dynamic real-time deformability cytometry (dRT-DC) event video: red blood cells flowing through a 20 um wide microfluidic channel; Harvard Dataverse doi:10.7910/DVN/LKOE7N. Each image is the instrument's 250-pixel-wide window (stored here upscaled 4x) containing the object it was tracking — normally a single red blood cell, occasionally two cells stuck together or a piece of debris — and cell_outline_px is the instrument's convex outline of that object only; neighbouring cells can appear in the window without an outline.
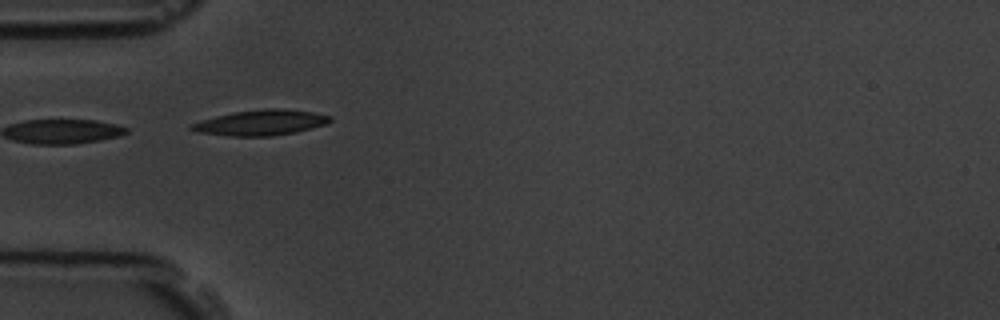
{"species": "common noctule bat (a hibernating species)", "species_latin": "Nyctalus noctula", "temperature_condition": "room temperature", "stored_images_in_passage": 4, "camera_frame_rate_fps": 3000, "um_per_image_px": 0.085, "animal": {"sex": "male", "body_mass_g": 19.5, "forearm_length_mm": 54.6}, "frame": {"image": 1, "passage_image": 3, "time_ms": 2.333, "image_size_px": [1000, 320], "cell_outline_px": [[332, 120], [328, 124], [296, 132], [272, 136], [228, 136], [200, 132], [188, 128], [192, 124], [200, 120], [232, 112], [264, 108], [280, 108], [312, 112], [332, 116]], "centroid_in_image_um": [22.2, 10.42], "position_along_channel_um": 62.8, "area_um2": 20.63}}